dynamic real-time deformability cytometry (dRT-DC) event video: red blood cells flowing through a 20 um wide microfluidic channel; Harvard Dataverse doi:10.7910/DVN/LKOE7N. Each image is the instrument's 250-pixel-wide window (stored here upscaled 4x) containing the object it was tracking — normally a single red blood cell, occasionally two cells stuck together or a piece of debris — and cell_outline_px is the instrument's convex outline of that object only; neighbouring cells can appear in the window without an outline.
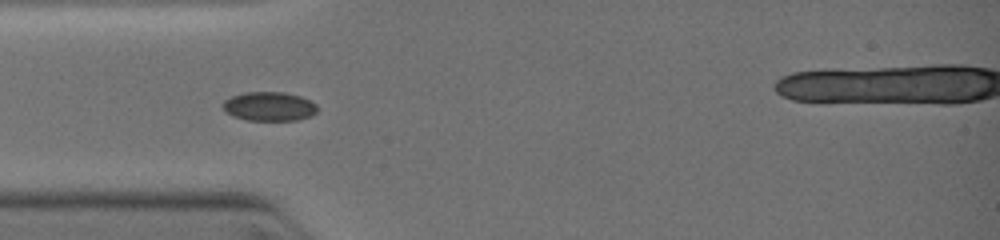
{"species": "common noctule bat (a hibernating species)", "species_latin": "Nyctalus noctula", "temperature_condition": "warm", "stored_images_in_passage": 6, "camera_frame_rate_fps": 3000, "um_per_image_px": 0.085, "animal": {"sex": "female", "body_mass_g": 19.0, "forearm_length_mm": 51.5}, "frame": {"image": 1, "passage_image": 5, "time_ms": 2.667, "image_size_px": [1000, 240], "cell_outline_px": [[316, 112], [312, 116], [296, 120], [248, 120], [232, 116], [220, 104], [224, 100], [232, 96], [244, 92], [284, 92], [300, 96], [316, 104]], "centroid_in_image_um": [22.87, 9.04], "position_along_channel_um": 62.1, "area_um2": 15.95}}
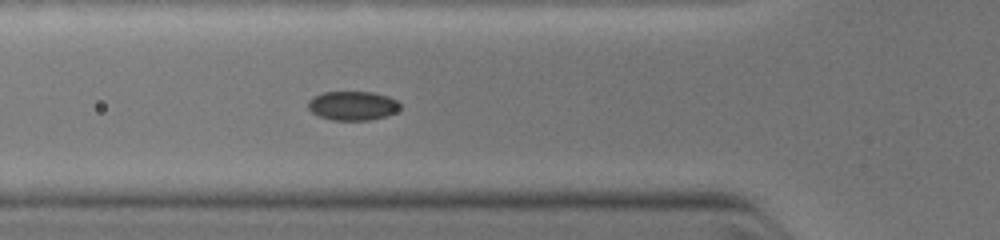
{"frame": {"image": 2, "passage_image": 6, "time_ms": 3.333, "image_size_px": [1000, 240], "cell_outline_px": [[400, 108], [396, 112], [388, 116], [368, 120], [332, 120], [320, 116], [312, 112], [308, 108], [308, 100], [312, 96], [324, 92], [372, 92], [388, 96], [396, 100], [400, 104]], "centroid_in_image_um": [29.98, 8.98], "position_along_channel_um": 95.8, "area_um2": 15.66}}